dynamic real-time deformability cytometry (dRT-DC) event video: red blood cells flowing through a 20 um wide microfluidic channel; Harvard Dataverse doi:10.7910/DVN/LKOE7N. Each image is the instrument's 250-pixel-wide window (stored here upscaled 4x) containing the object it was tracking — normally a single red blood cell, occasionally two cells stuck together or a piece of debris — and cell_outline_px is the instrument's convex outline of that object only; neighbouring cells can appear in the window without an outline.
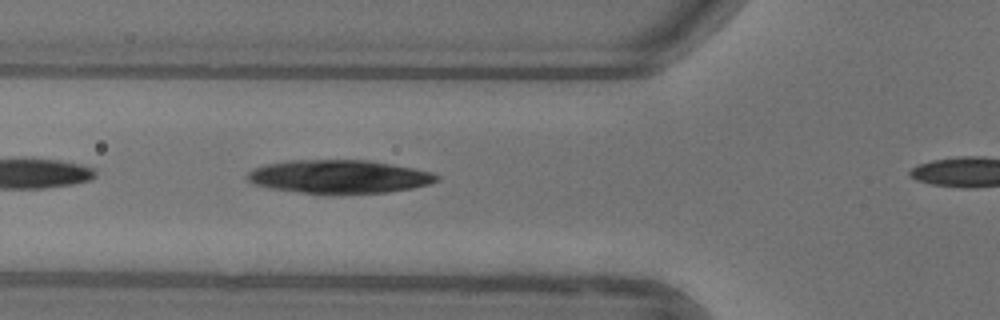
{"species": "common noctule bat (a hibernating species)", "species_latin": "Nyctalus noctula", "temperature_condition": "warm", "stored_images_in_passage": 5, "camera_frame_rate_fps": 3000, "um_per_image_px": 0.085, "animal": {"sex": "female"}, "frame": {"image": 1, "passage_image": 4, "time_ms": 1.0, "image_size_px": [1000, 320], "cell_outline_px": [[440, 180], [428, 184], [412, 188], [388, 192], [336, 196], [300, 192], [268, 188], [252, 184], [244, 176], [248, 172], [256, 168], [268, 164], [288, 160], [368, 160], [392, 164], [432, 172], [440, 176]], "centroid_in_image_um": [28.81, 15.04], "position_along_channel_um": 97.0, "area_um2": 37.57}}